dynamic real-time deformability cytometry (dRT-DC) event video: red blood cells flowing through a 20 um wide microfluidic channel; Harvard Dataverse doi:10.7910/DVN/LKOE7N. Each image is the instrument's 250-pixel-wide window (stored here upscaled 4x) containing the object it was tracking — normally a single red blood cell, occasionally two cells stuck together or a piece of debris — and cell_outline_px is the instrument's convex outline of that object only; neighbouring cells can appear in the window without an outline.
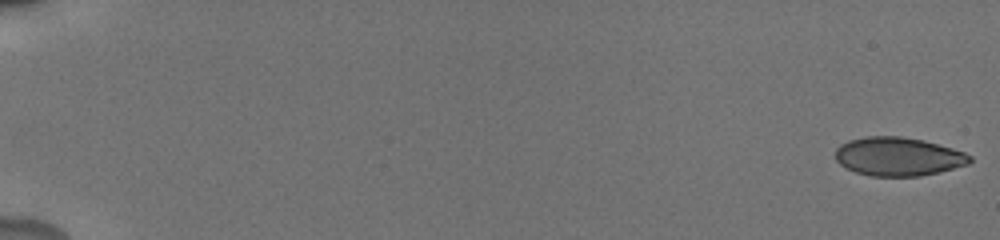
{"species": "human", "species_latin": "Homo sapiens", "temperature_condition": "cold", "stored_images_in_passage": 56, "camera_frame_rate_fps": 3000, "um_per_image_px": 0.085, "donor": {"sex": "male"}, "frame": {"image": 1, "passage_image": 1, "time_ms": 0.0, "image_size_px": [1000, 240], "cell_outline_px": [[972, 160], [968, 164], [920, 176], [872, 176], [856, 172], [840, 164], [836, 160], [836, 148], [840, 144], [848, 140], [868, 136], [900, 136], [924, 140], [952, 148], [964, 152], [972, 156]], "centroid_in_image_um": [76.34, 13.29], "position_along_channel_um": 8.7, "area_um2": 30.11}}
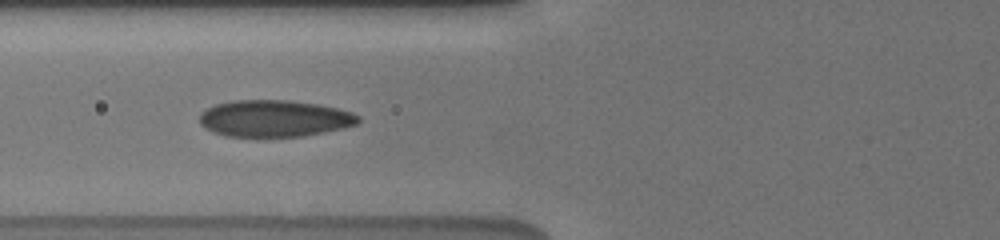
{"frame": {"image": 2, "passage_image": 24, "time_ms": 7.667, "image_size_px": [1000, 240], "cell_outline_px": [[360, 120], [356, 124], [344, 128], [304, 136], [224, 136], [212, 132], [200, 124], [200, 112], [216, 104], [232, 100], [288, 100], [320, 104], [352, 112], [360, 116]], "centroid_in_image_um": [23.32, 10.06], "position_along_channel_um": 102.5, "area_um2": 34.04}}
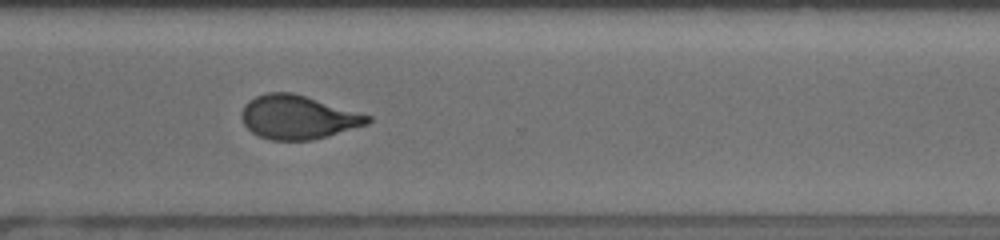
{"frame": {"image": 3, "passage_image": 43, "time_ms": 14.0, "image_size_px": [1000, 240], "cell_outline_px": [[372, 120], [368, 124], [328, 136], [312, 140], [272, 140], [260, 136], [252, 132], [244, 124], [240, 116], [240, 112], [244, 104], [248, 100], [256, 96], [268, 92], [292, 92], [372, 116]], "centroid_in_image_um": [25.3, 9.96], "position_along_channel_um": 345.3, "area_um2": 32.14}, "authors_computed_cell_mechanics": {"area_um2": 32.1368, "velocity_mm_per_s": 3.8365, "shape_relaxation_time_tau1_ms": 5.7296, "shape_relaxation_time_tau2_ms": 1.0295, "deformation_change_tau1": 0.1742, "deformation_change_tau2": 0.0544}}